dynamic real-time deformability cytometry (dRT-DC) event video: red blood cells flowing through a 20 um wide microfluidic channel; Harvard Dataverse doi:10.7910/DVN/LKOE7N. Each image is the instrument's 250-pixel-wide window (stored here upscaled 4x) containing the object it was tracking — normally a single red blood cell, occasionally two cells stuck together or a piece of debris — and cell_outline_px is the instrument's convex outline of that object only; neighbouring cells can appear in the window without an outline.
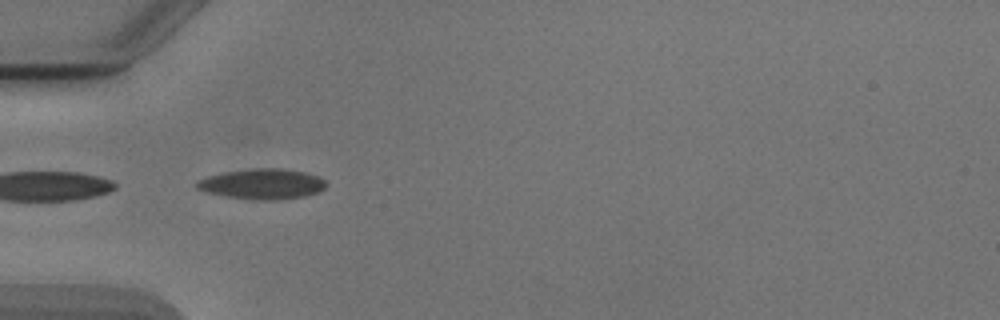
{"species": "Egyptian fruit bat (a non-hibernating species)", "species_latin": "Rousettus aegyptiacus", "temperature_condition": "cold", "stored_images_in_passage": 37, "camera_frame_rate_fps": 3000, "um_per_image_px": 0.085, "animal": {"sex": "male"}, "frame": {"image": 1, "passage_image": 1, "time_ms": 0.0, "image_size_px": [1000, 320], "cell_outline_px": [[328, 184], [320, 192], [304, 196], [280, 200], [256, 200], [228, 196], [208, 192], [196, 188], [196, 180], [208, 176], [224, 172], [252, 168], [280, 168], [304, 172], [316, 176], [324, 180]], "centroid_in_image_um": [22.31, 15.64], "position_along_channel_um": 62.7, "area_um2": 22.83}}
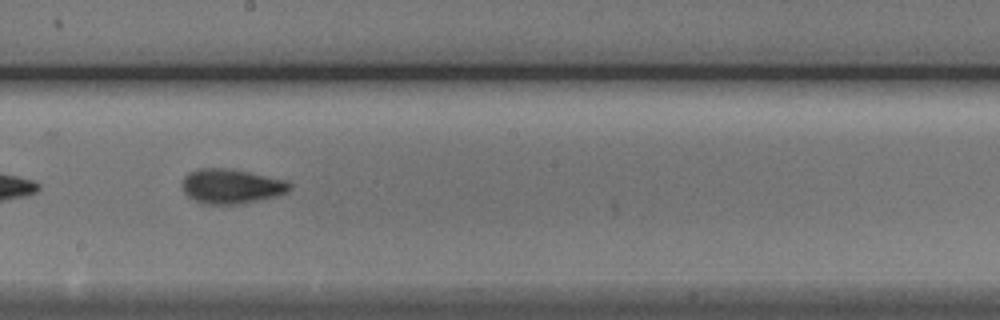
{"frame": {"image": 2, "passage_image": 14, "time_ms": 4.333, "image_size_px": [1000, 320], "cell_outline_px": [[292, 188], [288, 192], [276, 196], [240, 204], [204, 204], [188, 196], [180, 188], [180, 180], [188, 172], [200, 168], [224, 168], [248, 172], [288, 180], [292, 184]], "centroid_in_image_um": [19.64, 15.83], "position_along_channel_um": 228.6, "area_um2": 21.96}}
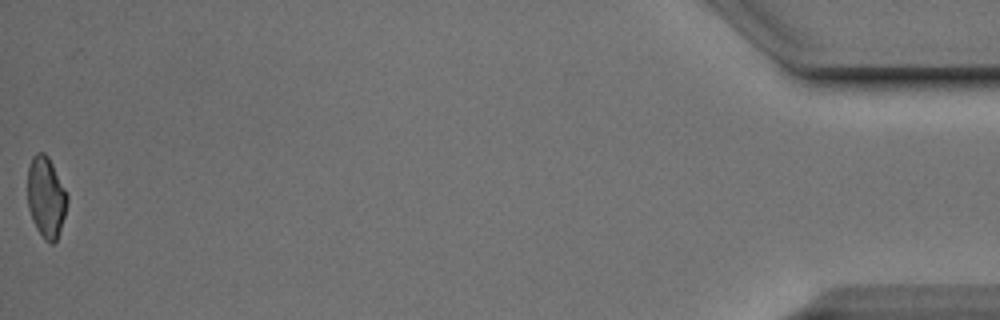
{"frame": {"image": 3, "passage_image": 37, "time_ms": 12.0, "image_size_px": [1000, 320], "cell_outline_px": [[68, 200], [64, 216], [56, 240], [52, 244], [44, 240], [36, 228], [32, 220], [28, 208], [28, 168], [32, 156], [36, 152], [44, 152], [48, 156], [68, 196]], "centroid_in_image_um": [3.9, 16.76], "position_along_channel_um": 431.3, "area_um2": 18.55}, "authors_computed_cell_mechanics": {"area_um2": 20.23, "velocity_mm_per_s": 3.8907, "shape_relaxation_time_tau1_ms": 4.5741, "shape_relaxation_time_tau2_ms": 1.5804, "deformation_change_tau1": 0.1425, "deformation_change_tau2": 0.077}}